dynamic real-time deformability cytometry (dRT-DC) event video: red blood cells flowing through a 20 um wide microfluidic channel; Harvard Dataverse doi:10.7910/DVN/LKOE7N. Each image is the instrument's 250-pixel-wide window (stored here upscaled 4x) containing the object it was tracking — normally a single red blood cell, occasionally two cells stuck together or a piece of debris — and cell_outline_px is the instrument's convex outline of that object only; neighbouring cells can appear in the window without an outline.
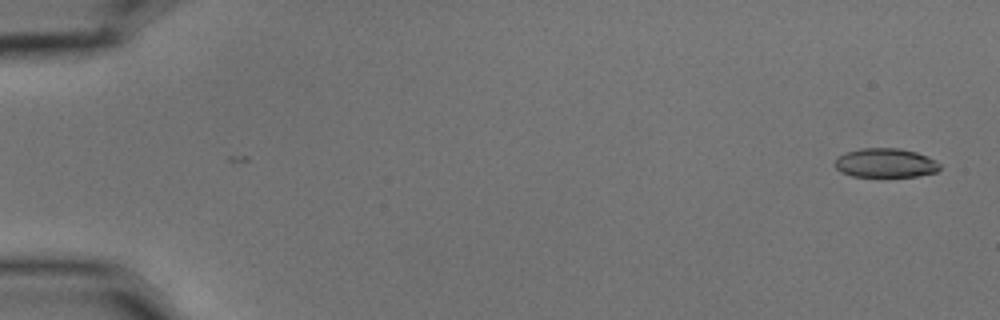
{"species": "common noctule bat (a hibernating species)", "species_latin": "Nyctalus noctula", "temperature_condition": "cold", "stored_images_in_passage": 3, "camera_frame_rate_fps": 3000, "um_per_image_px": 0.085, "animal": {"sex": "male", "body_mass_g": 15.6}, "frame": {"image": 1, "passage_image": 1, "time_ms": 0.0, "image_size_px": [1000, 320], "cell_outline_px": [[940, 168], [936, 172], [916, 176], [852, 176], [840, 172], [836, 168], [836, 156], [860, 148], [900, 148], [916, 152], [928, 156], [936, 160], [940, 164]], "centroid_in_image_um": [75.28, 13.84], "position_along_channel_um": 9.7, "area_um2": 17.8}}